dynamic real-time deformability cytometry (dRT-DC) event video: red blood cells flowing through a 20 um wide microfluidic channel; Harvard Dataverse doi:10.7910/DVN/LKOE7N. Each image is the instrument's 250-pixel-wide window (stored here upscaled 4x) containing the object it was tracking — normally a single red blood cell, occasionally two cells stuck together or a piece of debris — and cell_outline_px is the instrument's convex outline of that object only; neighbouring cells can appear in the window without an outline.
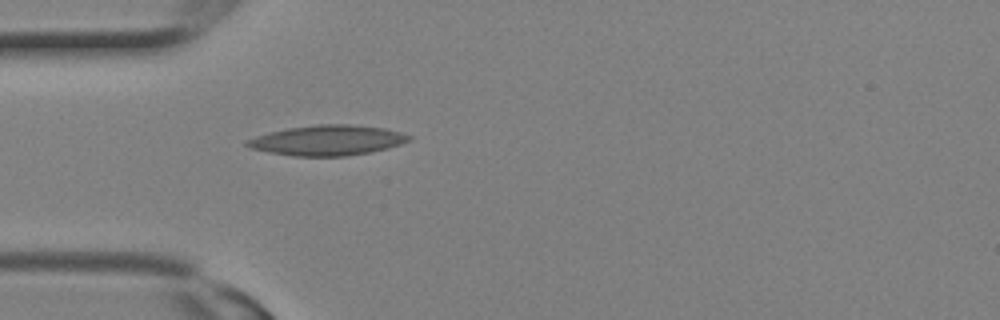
{"species": "Egyptian fruit bat (a non-hibernating species)", "species_latin": "Rousettus aegyptiacus", "temperature_condition": "room temperature", "stored_images_in_passage": 1, "camera_frame_rate_fps": 3000, "um_per_image_px": 0.085, "animal": {"sex": "female"}, "frame": {"image": 1, "passage_image": 1, "time_ms": 0.0, "image_size_px": [1000, 320], "cell_outline_px": [[412, 140], [388, 148], [372, 152], [344, 156], [292, 156], [268, 152], [248, 148], [244, 144], [244, 140], [268, 132], [288, 128], [320, 124], [348, 124], [384, 128], [400, 132], [412, 136]], "centroid_in_image_um": [27.81, 11.93], "position_along_channel_um": 57.2, "area_um2": 28.67}}